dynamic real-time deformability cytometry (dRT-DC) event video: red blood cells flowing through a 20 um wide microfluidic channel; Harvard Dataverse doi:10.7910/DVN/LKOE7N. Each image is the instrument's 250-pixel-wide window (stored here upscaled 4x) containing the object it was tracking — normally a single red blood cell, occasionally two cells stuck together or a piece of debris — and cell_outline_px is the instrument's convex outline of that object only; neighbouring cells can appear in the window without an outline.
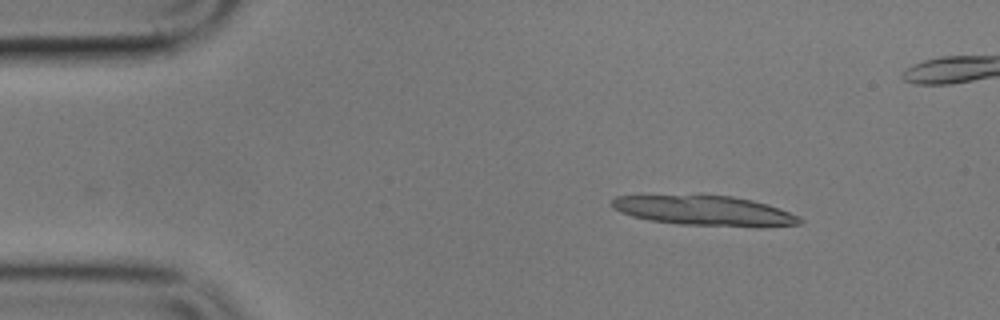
{"species": "common noctule bat (a hibernating species)", "species_latin": "Nyctalus noctula", "temperature_condition": "cold", "stored_images_in_passage": 6, "segment_of_instrument_passage": [1, 2], "camera_frame_rate_fps": 3000, "um_per_image_px": 0.085, "animal": {"sex": "male", "body_mass_g": 17.9}, "frame": {"image": 1, "passage_image": 1, "time_ms": 0.0, "image_size_px": [1000, 320], "cell_outline_px": [[804, 220], [800, 224], [760, 228], [756, 228], [680, 224], [652, 220], [632, 216], [620, 212], [612, 208], [612, 200], [616, 196], [732, 196], [752, 200], [768, 204], [800, 216]], "centroid_in_image_um": [60.0, 17.94], "position_along_channel_um": 25.0, "area_um2": 32.71}}
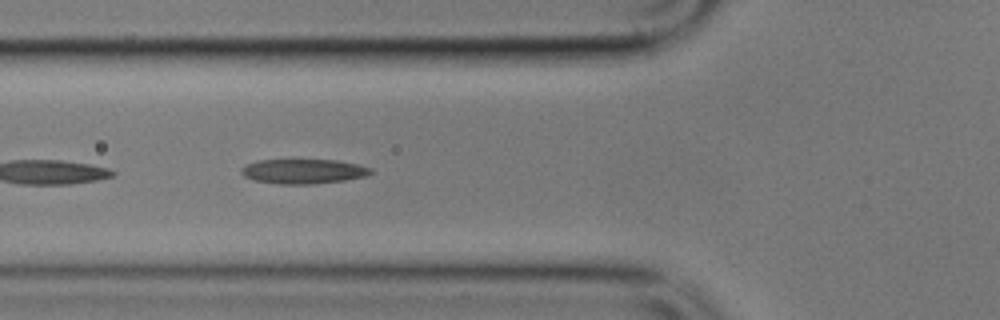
{"frame": {"image": 2, "passage_image": 5, "time_ms": 4.333, "image_size_px": [1000, 320], "cell_outline_px": [[372, 172], [364, 176], [344, 180], [312, 184], [280, 184], [252, 180], [244, 176], [240, 172], [240, 168], [244, 164], [256, 160], [336, 160], [356, 164], [372, 168]], "centroid_in_image_um": [25.71, 14.56], "position_along_channel_um": 100.1, "area_um2": 18.61}}